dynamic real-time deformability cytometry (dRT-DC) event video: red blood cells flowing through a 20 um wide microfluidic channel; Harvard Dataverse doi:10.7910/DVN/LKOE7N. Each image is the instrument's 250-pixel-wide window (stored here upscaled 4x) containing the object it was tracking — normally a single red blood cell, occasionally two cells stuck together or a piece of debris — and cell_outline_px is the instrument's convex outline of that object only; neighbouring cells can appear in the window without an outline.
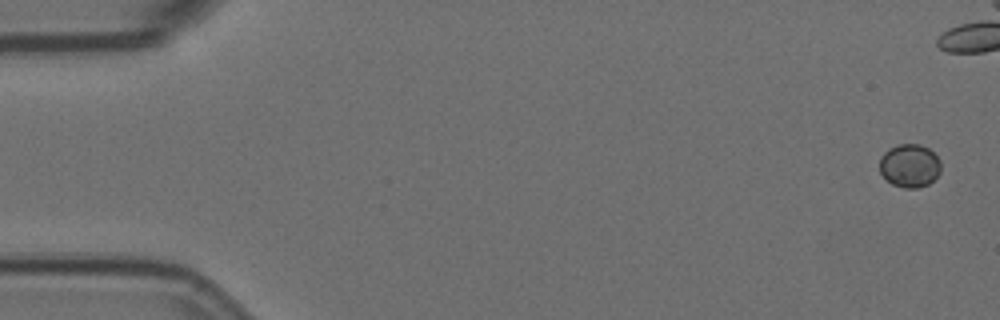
{"species": "Egyptian fruit bat (a non-hibernating species)", "species_latin": "Rousettus aegyptiacus", "temperature_condition": "room temperature", "stored_images_in_passage": 18, "camera_frame_rate_fps": 3000, "um_per_image_px": 0.085, "animal": {"sex": "female"}, "frame": {"image": 1, "passage_image": 1, "time_ms": 0.0, "image_size_px": [1000, 320], "cell_outline_px": [[940, 172], [928, 184], [916, 188], [904, 188], [892, 184], [880, 172], [880, 156], [888, 148], [896, 144], [920, 144], [928, 148], [940, 160]], "centroid_in_image_um": [77.3, 14.06], "position_along_channel_um": 7.7, "area_um2": 15.43}}
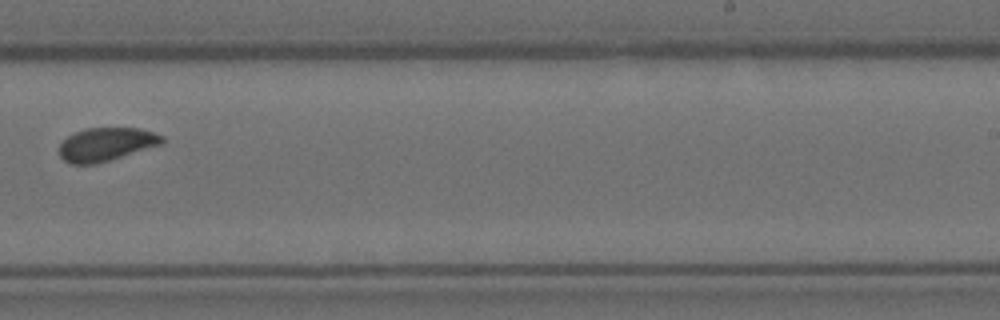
{"frame": {"image": 2, "passage_image": 13, "time_ms": 4.0, "image_size_px": [1000, 320], "cell_outline_px": [[164, 140], [160, 144], [96, 164], [72, 164], [64, 160], [60, 156], [60, 144], [68, 136], [84, 128], [140, 128], [164, 136]], "centroid_in_image_um": [9.0, 12.26], "position_along_channel_um": 280.0, "area_um2": 19.65}}
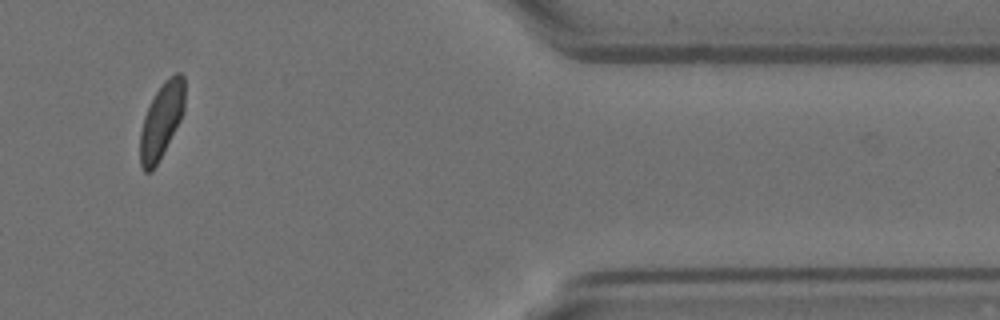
{"frame": {"image": 3, "passage_image": 17, "time_ms": 5.333, "image_size_px": [1000, 320], "cell_outline_px": [[184, 112], [180, 120], [152, 172], [144, 172], [140, 164], [140, 132], [144, 116], [156, 92], [164, 80], [168, 76], [176, 72], [180, 72], [184, 76]], "centroid_in_image_um": [13.72, 10.22], "position_along_channel_um": 397.7, "area_um2": 19.36}}